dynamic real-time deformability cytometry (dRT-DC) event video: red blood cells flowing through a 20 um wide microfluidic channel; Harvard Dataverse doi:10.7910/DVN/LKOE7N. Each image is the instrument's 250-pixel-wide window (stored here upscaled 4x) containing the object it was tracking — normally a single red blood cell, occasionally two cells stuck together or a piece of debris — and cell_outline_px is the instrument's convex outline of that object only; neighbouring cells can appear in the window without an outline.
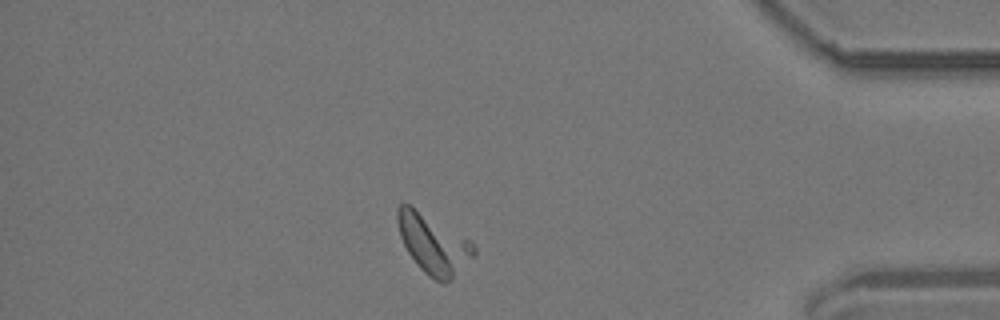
{"species": "common noctule bat (a hibernating species)", "species_latin": "Nyctalus noctula", "temperature_condition": "room temperature", "stored_images_in_passage": 39, "camera_frame_rate_fps": 3000, "um_per_image_px": 0.085, "animal": {"sex": "male", "body_mass_g": 19.2, "forearm_length_mm": 51.8}, "frame": {"image": 1, "passage_image": 31, "time_ms": 10.0, "image_size_px": [1000, 320], "cell_outline_px": [[476, 256], [452, 280], [444, 284], [428, 276], [416, 264], [408, 252], [400, 236], [396, 220], [396, 208], [400, 204], [408, 204], [472, 240], [476, 248]], "centroid_in_image_um": [36.87, 20.76], "position_along_channel_um": 398.3, "area_um2": 26.7}}